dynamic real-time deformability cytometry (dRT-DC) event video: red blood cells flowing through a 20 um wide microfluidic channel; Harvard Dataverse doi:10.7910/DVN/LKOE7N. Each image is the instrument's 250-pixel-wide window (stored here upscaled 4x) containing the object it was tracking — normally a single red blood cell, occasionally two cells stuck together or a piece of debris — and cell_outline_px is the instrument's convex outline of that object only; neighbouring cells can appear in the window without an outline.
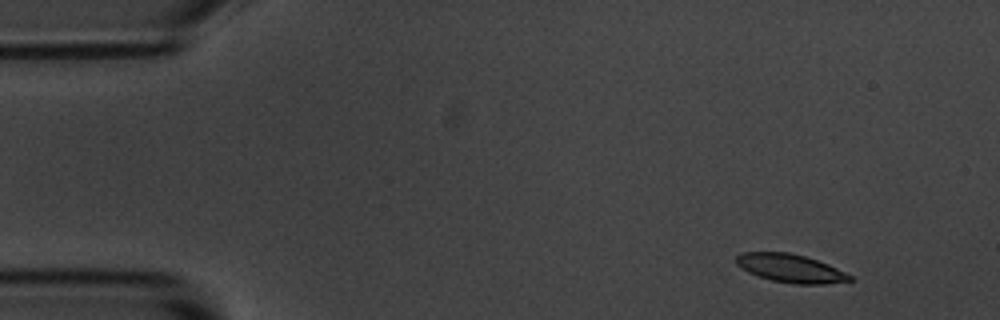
{"species": "common noctule bat (a hibernating species)", "species_latin": "Nyctalus noctula", "temperature_condition": "room temperature", "stored_images_in_passage": 5, "camera_frame_rate_fps": 3000, "um_per_image_px": 0.085, "animal": {"sex": "male", "body_mass_g": 20.1, "forearm_length_mm": 53.5}, "frame": {"image": 1, "passage_image": 1, "time_ms": 0.0, "image_size_px": [1000, 320], "cell_outline_px": [[856, 280], [824, 284], [792, 284], [772, 280], [748, 272], [736, 264], [736, 256], [740, 252], [788, 252], [804, 256], [828, 264], [852, 276]], "centroid_in_image_um": [67.19, 22.8], "position_along_channel_um": 17.8, "area_um2": 18.67}}
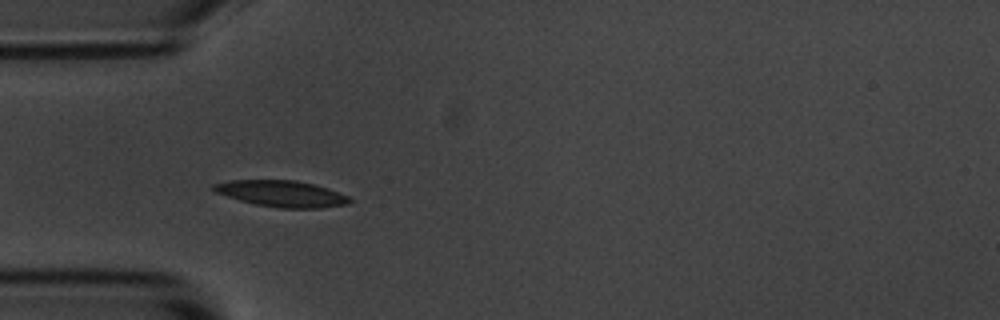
{"frame": {"image": 2, "passage_image": 4, "time_ms": 1.0, "image_size_px": [1000, 320], "cell_outline_px": [[352, 200], [348, 204], [320, 208], [280, 208], [256, 204], [240, 200], [216, 192], [212, 188], [212, 184], [228, 180], [296, 180], [328, 188], [348, 196]], "centroid_in_image_um": [23.95, 16.46], "position_along_channel_um": 61.1, "area_um2": 20.69}}